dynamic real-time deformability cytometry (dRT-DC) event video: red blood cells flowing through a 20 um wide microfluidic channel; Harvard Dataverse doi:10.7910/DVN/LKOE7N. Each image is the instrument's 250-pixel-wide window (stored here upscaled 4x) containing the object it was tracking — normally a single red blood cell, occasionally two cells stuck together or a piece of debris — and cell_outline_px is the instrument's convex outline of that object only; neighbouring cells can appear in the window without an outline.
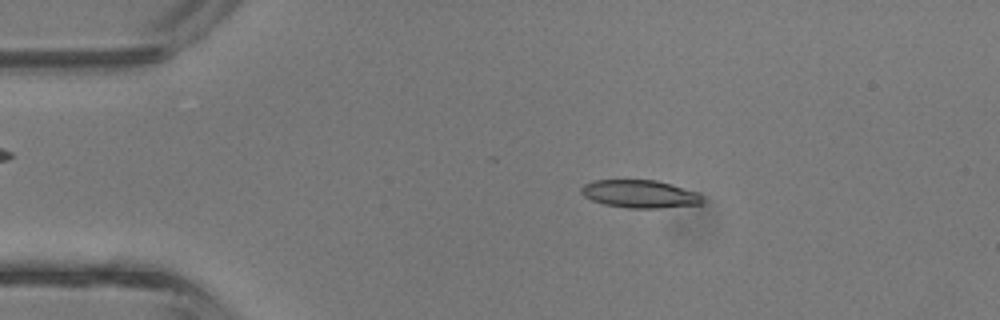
{"species": "common noctule bat (a hibernating species)", "species_latin": "Nyctalus noctula", "temperature_condition": "room temperature", "stored_images_in_passage": 36, "camera_frame_rate_fps": 3000, "um_per_image_px": 0.085, "animal": {"sex": "male", "body_mass_g": 13.3}, "frame": {"image": 1, "passage_image": 2, "time_ms": 0.333, "image_size_px": [1000, 320], "cell_outline_px": [[704, 200], [700, 204], [660, 208], [628, 208], [604, 204], [592, 200], [584, 196], [580, 192], [580, 188], [584, 184], [592, 180], [656, 180], [672, 184], [696, 192]], "centroid_in_image_um": [54.35, 16.48], "position_along_channel_um": 30.6, "area_um2": 19.65}}
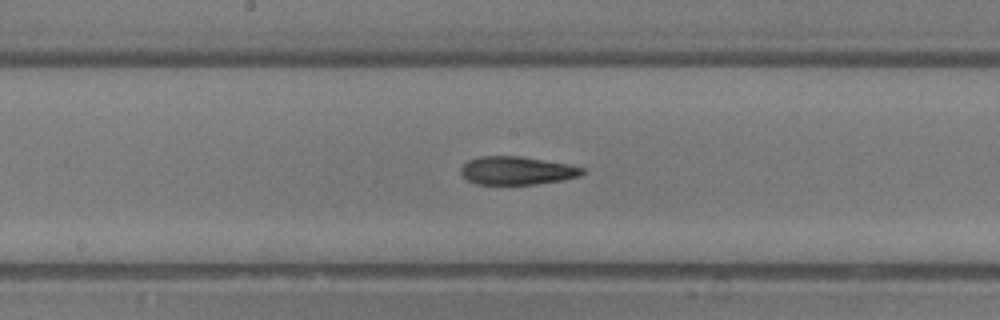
{"frame": {"image": 2, "passage_image": 16, "time_ms": 5.0, "image_size_px": [1000, 320], "cell_outline_px": [[584, 172], [580, 176], [560, 180], [536, 184], [476, 184], [468, 180], [460, 172], [460, 168], [468, 160], [480, 156], [520, 156], [568, 164], [584, 168]], "centroid_in_image_um": [43.91, 14.49], "position_along_channel_um": 204.3, "area_um2": 19.83}}
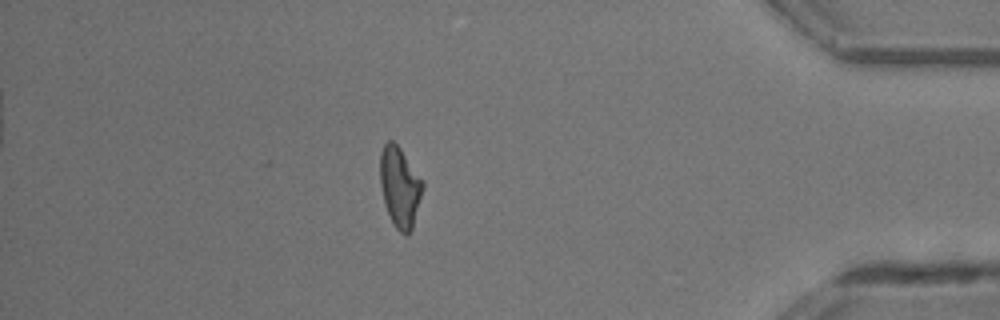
{"frame": {"image": 3, "passage_image": 31, "time_ms": 10.0, "image_size_px": [1000, 320], "cell_outline_px": [[424, 188], [412, 228], [408, 236], [404, 236], [396, 228], [384, 204], [380, 184], [380, 152], [384, 144], [388, 140], [392, 140], [400, 148], [424, 180]], "centroid_in_image_um": [34.0, 15.88], "position_along_channel_um": 401.2, "area_um2": 20.11}, "authors_computed_cell_mechanics": {"area_um2": 19.9988, "velocity_mm_per_s": 4.8124, "shape_relaxation_time_tau1_ms": 5.6401, "shape_relaxation_time_tau2_ms": 3.7208, "deformation_change_tau1": 0.1942, "deformation_change_tau2": 0.1436}}